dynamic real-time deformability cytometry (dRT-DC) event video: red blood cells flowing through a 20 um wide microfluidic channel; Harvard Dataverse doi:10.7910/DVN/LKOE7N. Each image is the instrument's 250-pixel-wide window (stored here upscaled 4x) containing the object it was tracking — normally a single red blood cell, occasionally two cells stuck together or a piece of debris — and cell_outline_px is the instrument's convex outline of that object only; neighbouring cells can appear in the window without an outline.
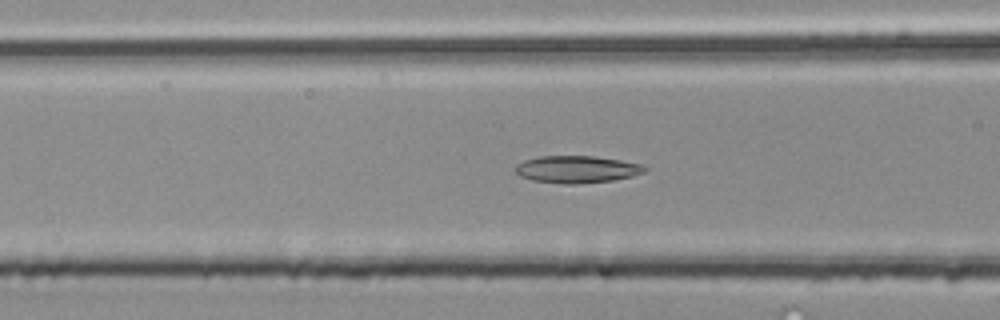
{"species": "common noctule bat (a hibernating species)", "species_latin": "Nyctalus noctula", "temperature_condition": "room temperature", "stored_images_in_passage": 38, "camera_frame_rate_fps": 3000, "um_per_image_px": 0.085, "animal": {"sex": "male", "body_mass_g": 20.4}, "frame": {"image": 1, "passage_image": 13, "time_ms": 4.0, "image_size_px": [1000, 320], "cell_outline_px": [[648, 168], [644, 172], [632, 176], [612, 180], [576, 184], [564, 184], [532, 180], [520, 176], [512, 168], [516, 164], [524, 160], [540, 156], [596, 156], [644, 164]], "centroid_in_image_um": [49.02, 14.38], "position_along_channel_um": 117.6, "area_um2": 20.63}}
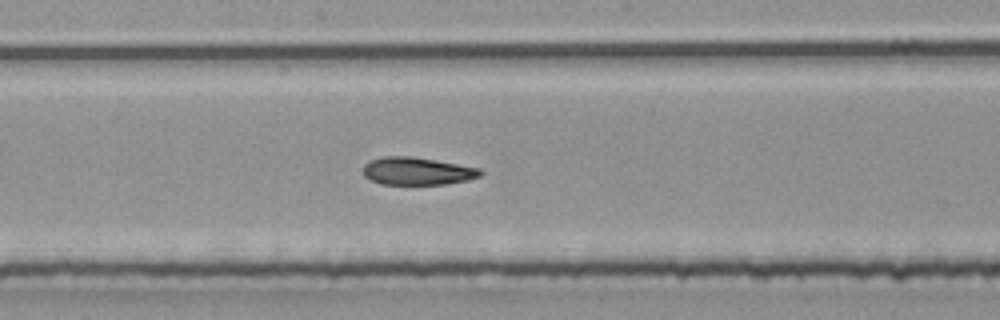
{"frame": {"image": 2, "passage_image": 20, "time_ms": 6.333, "image_size_px": [1000, 320], "cell_outline_px": [[484, 172], [480, 176], [464, 180], [444, 184], [380, 184], [364, 176], [364, 164], [368, 160], [384, 156], [412, 156], [480, 168]], "centroid_in_image_um": [35.43, 14.53], "position_along_channel_um": 212.8, "area_um2": 18.79}}
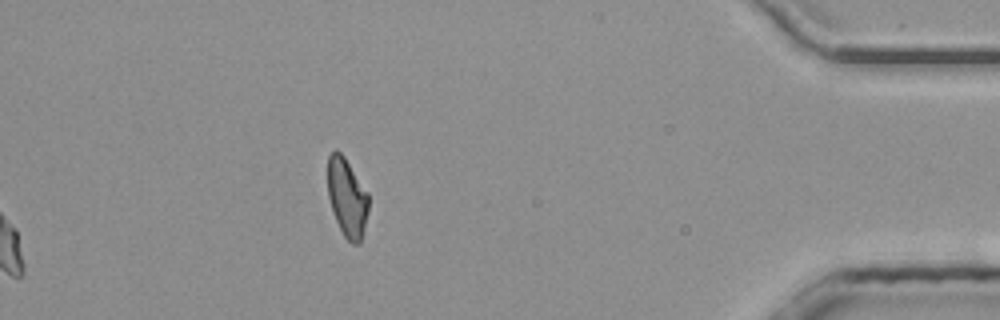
{"frame": {"image": 3, "passage_image": 38, "time_ms": 12.333, "image_size_px": [1000, 320], "cell_outline_px": [[368, 212], [360, 244], [352, 244], [344, 236], [336, 220], [328, 196], [328, 156], [336, 148], [344, 156], [368, 192]], "centroid_in_image_um": [29.5, 16.78], "position_along_channel_um": 405.7, "area_um2": 18.61}, "authors_computed_cell_mechanics": {"area_um2": 19.5942, "velocity_mm_per_s": 4.0733, "shape_relaxation_time_tau1_ms": 2.7942, "shape_relaxation_time_tau2_ms": 4.2147, "deformation_change_tau1": 0.1287, "deformation_change_tau2": 0.1281}}